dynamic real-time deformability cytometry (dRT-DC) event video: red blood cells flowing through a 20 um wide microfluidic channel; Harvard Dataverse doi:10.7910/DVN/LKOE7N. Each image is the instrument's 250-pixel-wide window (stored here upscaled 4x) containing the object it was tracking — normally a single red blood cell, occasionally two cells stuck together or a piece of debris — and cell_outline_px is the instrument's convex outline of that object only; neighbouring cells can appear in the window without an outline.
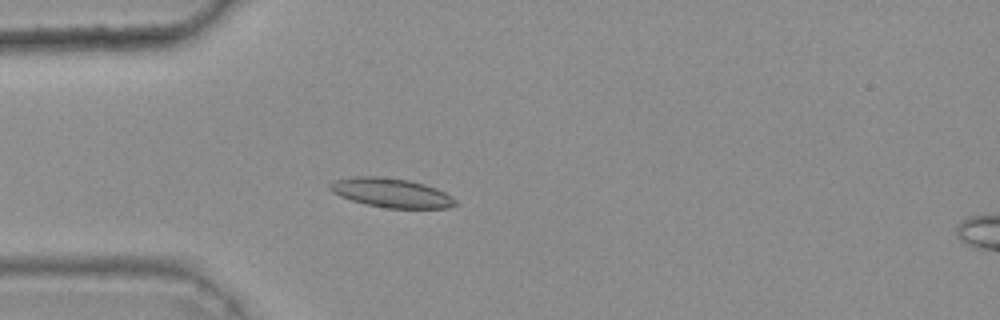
{"species": "common noctule bat (a hibernating species)", "species_latin": "Nyctalus noctula", "temperature_condition": "warm", "stored_images_in_passage": 34, "camera_frame_rate_fps": 3000, "um_per_image_px": 0.085, "animal": {"sex": "female", "body_mass_g": 25.1}, "frame": {"image": 1, "passage_image": 7, "time_ms": 2.0, "image_size_px": [1000, 320], "cell_outline_px": [[460, 204], [448, 208], [388, 208], [364, 204], [340, 196], [332, 192], [328, 188], [328, 184], [336, 180], [356, 176], [376, 176], [408, 180], [424, 184], [436, 188], [452, 196]], "centroid_in_image_um": [33.27, 16.4], "position_along_channel_um": 51.7, "area_um2": 21.39}}
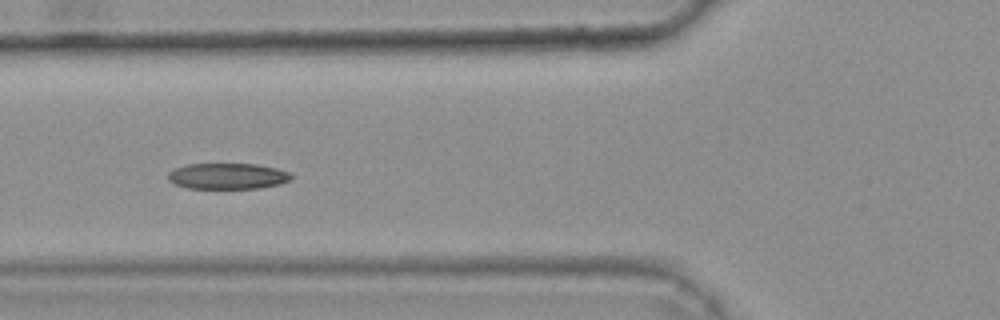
{"frame": {"image": 2, "passage_image": 12, "time_ms": 3.667, "image_size_px": [1000, 320], "cell_outline_px": [[292, 176], [288, 180], [280, 184], [260, 188], [188, 188], [176, 184], [168, 180], [168, 172], [176, 168], [188, 164], [256, 164], [276, 168], [292, 172]], "centroid_in_image_um": [19.37, 14.96], "position_along_channel_um": 106.4, "area_um2": 18.55}}
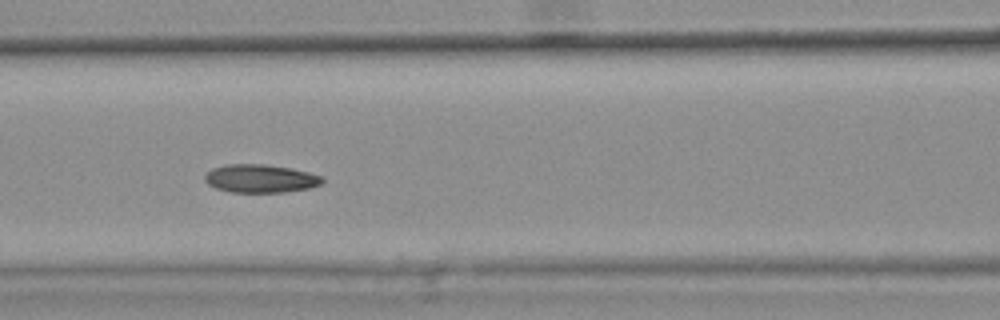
{"frame": {"image": 3, "passage_image": 15, "time_ms": 4.667, "image_size_px": [1000, 320], "cell_outline_px": [[324, 180], [320, 184], [308, 188], [284, 192], [232, 192], [216, 188], [208, 184], [204, 180], [204, 176], [212, 168], [228, 164], [264, 164], [288, 168], [308, 172], [324, 176]], "centroid_in_image_um": [22.13, 15.17], "position_along_channel_um": 144.5, "area_um2": 19.19}, "authors_computed_cell_mechanics": {"area_um2": 19.5075, "velocity_mm_per_s": 3.789, "shape_relaxation_time_tau1_ms": null, "shape_relaxation_time_tau2_ms": 3.1015, "deformation_change_tau1": null, "deformation_change_tau2": 0.069}}